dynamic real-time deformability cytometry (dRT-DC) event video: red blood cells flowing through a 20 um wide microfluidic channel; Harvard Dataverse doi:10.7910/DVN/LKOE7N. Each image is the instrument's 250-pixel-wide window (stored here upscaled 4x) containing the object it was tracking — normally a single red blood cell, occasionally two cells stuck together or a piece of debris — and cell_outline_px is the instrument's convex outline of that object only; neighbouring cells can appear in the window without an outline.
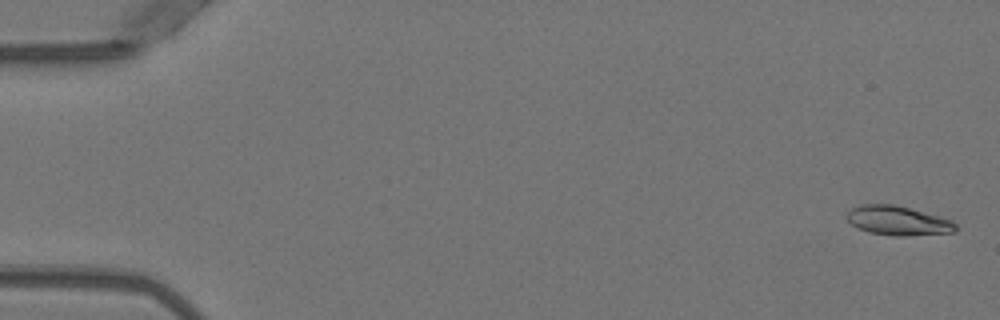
{"species": "Egyptian fruit bat (a non-hibernating species)", "species_latin": "Rousettus aegyptiacus", "temperature_condition": "warm", "stored_images_in_passage": 52, "camera_frame_rate_fps": 3000, "um_per_image_px": 0.085, "animal": {"sex": "female"}, "frame": {"image": 1, "passage_image": 2, "time_ms": 0.333, "image_size_px": [1000, 320], "cell_outline_px": [[956, 232], [908, 236], [896, 236], [868, 232], [856, 228], [844, 216], [852, 208], [860, 204], [892, 204], [940, 216], [952, 220], [956, 224]], "centroid_in_image_um": [76.31, 18.76], "position_along_channel_um": 8.7, "area_um2": 18.67}}
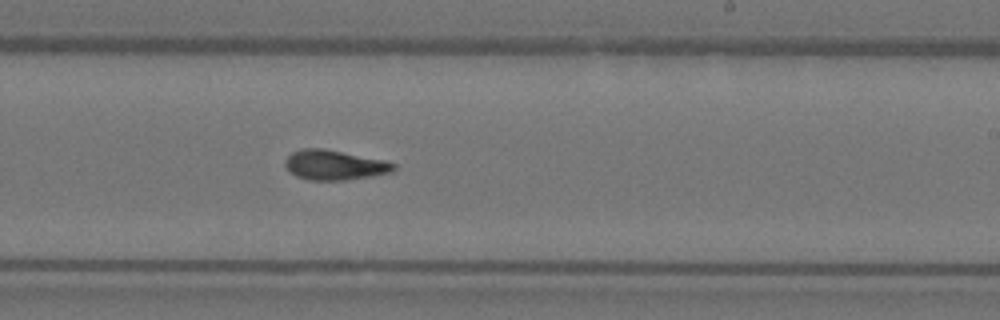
{"frame": {"image": 2, "passage_image": 32, "time_ms": 10.333, "image_size_px": [1000, 320], "cell_outline_px": [[396, 168], [392, 172], [372, 176], [344, 180], [308, 180], [296, 176], [284, 164], [284, 160], [292, 152], [304, 148], [324, 148], [384, 160], [396, 164]], "centroid_in_image_um": [28.44, 14.02], "position_along_channel_um": 260.6, "area_um2": 18.84}}
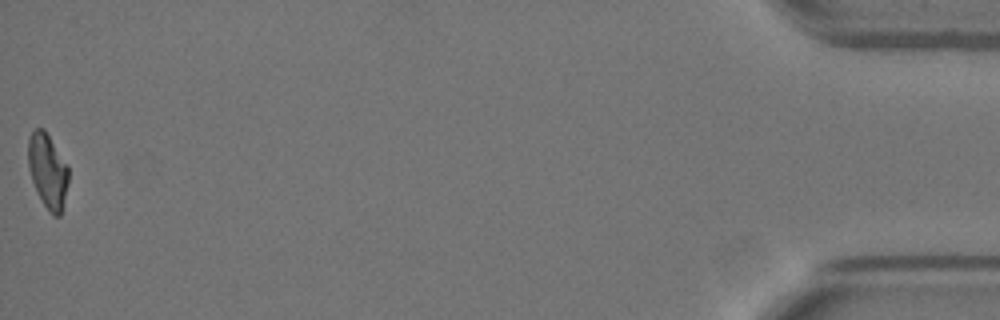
{"frame": {"image": 3, "passage_image": 52, "time_ms": 17.0, "image_size_px": [1000, 320], "cell_outline_px": [[68, 184], [60, 216], [52, 216], [48, 212], [32, 180], [28, 168], [28, 136], [36, 128], [44, 128], [68, 164]], "centroid_in_image_um": [4.06, 14.5], "position_along_channel_um": 431.1, "area_um2": 17.57}, "authors_computed_cell_mechanics": {"area_um2": 18.2648, "velocity_mm_per_s": 3.9899, "shape_relaxation_time_tau1_ms": 6.25, "shape_relaxation_time_tau2_ms": 3.5895, "deformation_change_tau1": 0.2256, "deformation_change_tau2": 0.1034}}